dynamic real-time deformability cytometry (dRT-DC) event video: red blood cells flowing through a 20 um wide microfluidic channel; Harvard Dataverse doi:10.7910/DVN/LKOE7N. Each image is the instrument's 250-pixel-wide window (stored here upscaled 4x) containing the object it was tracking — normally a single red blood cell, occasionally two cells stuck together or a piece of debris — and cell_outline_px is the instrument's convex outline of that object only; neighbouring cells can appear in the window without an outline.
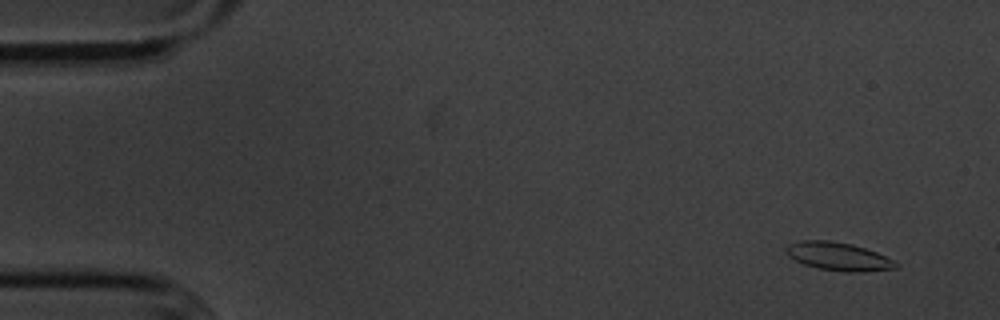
{"species": "common noctule bat (a hibernating species)", "species_latin": "Nyctalus noctula", "temperature_condition": "cold", "stored_images_in_passage": 55, "camera_frame_rate_fps": 3000, "um_per_image_px": 0.085, "animal": {"sex": "male", "body_mass_g": 20.1, "forearm_length_mm": 53.5}, "frame": {"image": 1, "passage_image": 3, "time_ms": 0.667, "image_size_px": [1000, 320], "cell_outline_px": [[900, 264], [896, 268], [860, 272], [844, 272], [820, 268], [804, 264], [788, 256], [788, 244], [800, 240], [828, 240], [852, 244], [876, 252], [896, 260]], "centroid_in_image_um": [71.32, 21.8], "position_along_channel_um": 13.7, "area_um2": 17.92}}
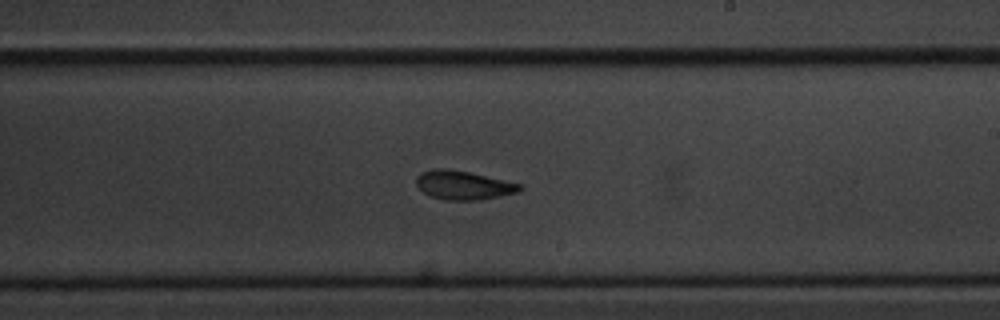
{"frame": {"image": 2, "passage_image": 32, "time_ms": 10.333, "image_size_px": [1000, 320], "cell_outline_px": [[524, 188], [520, 192], [480, 200], [448, 200], [432, 196], [424, 192], [416, 184], [416, 176], [420, 172], [432, 168], [448, 168], [468, 172], [524, 184]], "centroid_in_image_um": [39.43, 15.73], "position_along_channel_um": 249.6, "area_um2": 17.57}}
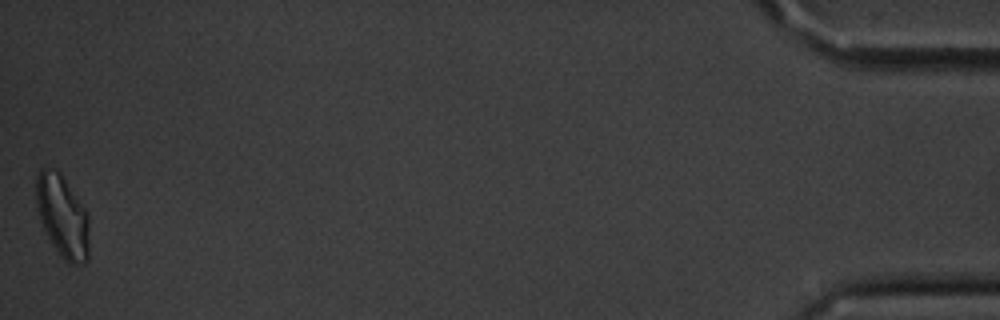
{"frame": {"image": 3, "passage_image": 55, "time_ms": 18.0, "image_size_px": [1000, 320], "cell_outline_px": [[88, 260], [84, 264], [68, 264], [64, 260], [52, 244], [40, 220], [36, 204], [36, 176], [40, 168], [48, 168], [60, 172], [88, 212]], "centroid_in_image_um": [5.31, 18.38], "position_along_channel_um": 429.9, "area_um2": 25.49}, "authors_computed_cell_mechanics": {"area_um2": 18.0336, "velocity_mm_per_s": 3.569, "shape_relaxation_time_tau1_ms": 2.8774, "shape_relaxation_time_tau2_ms": 2.4136, "deformation_change_tau1": 0.1234, "deformation_change_tau2": 0.0739}}